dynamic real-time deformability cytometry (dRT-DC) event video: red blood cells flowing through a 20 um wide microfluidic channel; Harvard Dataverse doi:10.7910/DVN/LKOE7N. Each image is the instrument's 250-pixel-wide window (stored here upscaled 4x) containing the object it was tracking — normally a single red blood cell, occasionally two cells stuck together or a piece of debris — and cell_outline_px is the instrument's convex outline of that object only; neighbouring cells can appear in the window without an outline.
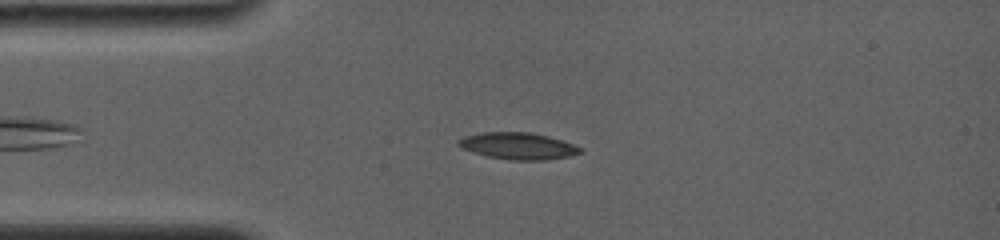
{"species": "common noctule bat (a hibernating species)", "species_latin": "Nyctalus noctula", "temperature_condition": "room temperature", "stored_images_in_passage": 6, "camera_frame_rate_fps": 4000, "um_per_image_px": 0.085, "animal": {"sex": "female", "body_mass_g": 19.0, "forearm_length_mm": 56.7}, "frame": {"image": 1, "passage_image": 3, "time_ms": 2.25, "image_size_px": [1000, 240], "cell_outline_px": [[584, 152], [568, 156], [544, 160], [512, 160], [488, 156], [472, 152], [460, 148], [456, 144], [456, 140], [464, 136], [484, 132], [528, 132], [548, 136], [584, 148]], "centroid_in_image_um": [44.0, 12.4], "position_along_channel_um": 41.0, "area_um2": 19.02}}
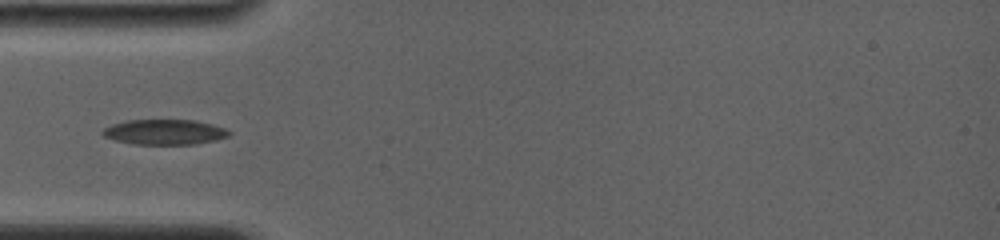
{"frame": {"image": 2, "passage_image": 4, "time_ms": 3.5, "image_size_px": [1000, 240], "cell_outline_px": [[232, 132], [228, 136], [216, 140], [196, 144], [136, 144], [116, 140], [104, 136], [100, 132], [104, 128], [112, 124], [128, 120], [196, 120], [212, 124], [224, 128]], "centroid_in_image_um": [14.01, 11.22], "position_along_channel_um": 71.0, "area_um2": 18.5}}
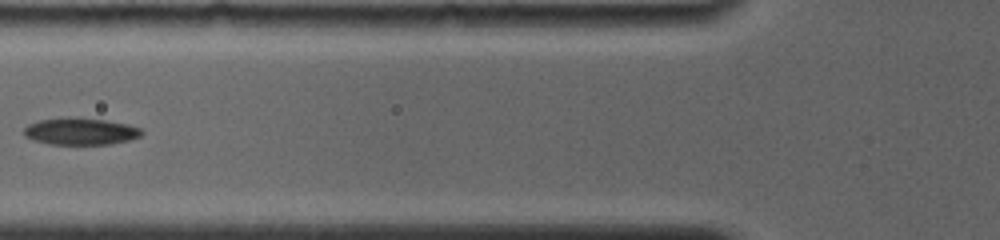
{"frame": {"image": 3, "passage_image": 5, "time_ms": 4.75, "image_size_px": [1000, 240], "cell_outline_px": [[144, 132], [140, 136], [128, 140], [108, 144], [48, 144], [32, 140], [24, 136], [24, 128], [28, 124], [40, 120], [60, 116], [76, 116], [104, 120], [128, 124], [140, 128]], "centroid_in_image_um": [6.8, 11.14], "position_along_channel_um": 119.0, "area_um2": 18.79}}